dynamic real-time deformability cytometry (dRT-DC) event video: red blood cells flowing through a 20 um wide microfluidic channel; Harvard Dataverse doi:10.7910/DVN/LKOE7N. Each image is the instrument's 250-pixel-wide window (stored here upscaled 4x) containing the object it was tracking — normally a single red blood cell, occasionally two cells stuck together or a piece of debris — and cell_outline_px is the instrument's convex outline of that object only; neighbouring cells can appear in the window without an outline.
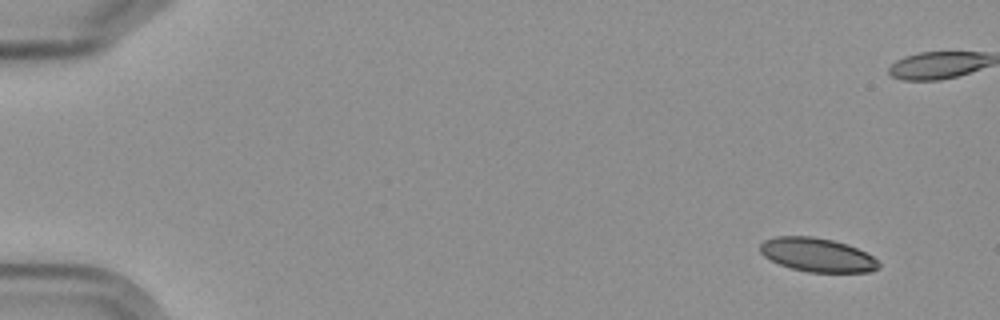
{"species": "Egyptian fruit bat (a non-hibernating species)", "species_latin": "Rousettus aegyptiacus", "temperature_condition": "cold", "stored_images_in_passage": 6, "camera_frame_rate_fps": 3000, "um_per_image_px": 0.085, "frame": {"image": 1, "passage_image": 1, "time_ms": 0.0, "image_size_px": [1000, 320], "cell_outline_px": [[880, 268], [868, 272], [808, 272], [792, 268], [780, 264], [764, 256], [760, 252], [760, 244], [764, 240], [776, 236], [812, 236], [832, 240], [848, 244], [872, 256], [880, 264]], "centroid_in_image_um": [69.46, 21.66], "position_along_channel_um": 15.5, "area_um2": 23.24}}
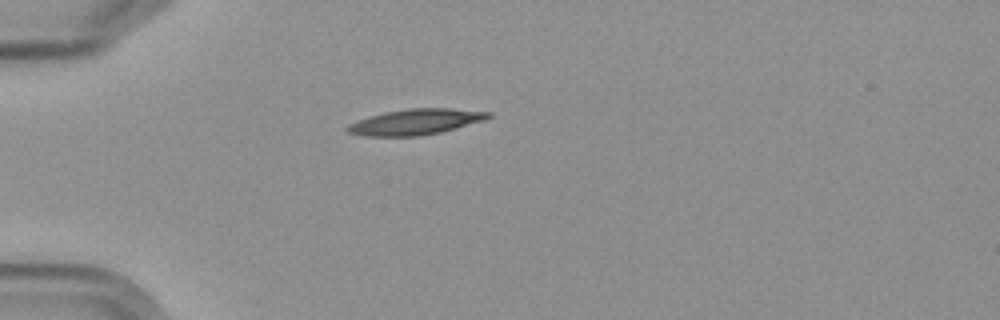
{"frame": {"image": 2, "passage_image": 6, "time_ms": 6.0, "image_size_px": [1000, 320], "cell_outline_px": [[492, 116], [484, 120], [440, 132], [420, 136], [364, 136], [348, 132], [344, 128], [348, 124], [356, 120], [368, 116], [384, 112], [408, 108], [452, 108], [492, 112]], "centroid_in_image_um": [35.29, 10.35], "position_along_channel_um": 49.7, "area_um2": 21.21}}